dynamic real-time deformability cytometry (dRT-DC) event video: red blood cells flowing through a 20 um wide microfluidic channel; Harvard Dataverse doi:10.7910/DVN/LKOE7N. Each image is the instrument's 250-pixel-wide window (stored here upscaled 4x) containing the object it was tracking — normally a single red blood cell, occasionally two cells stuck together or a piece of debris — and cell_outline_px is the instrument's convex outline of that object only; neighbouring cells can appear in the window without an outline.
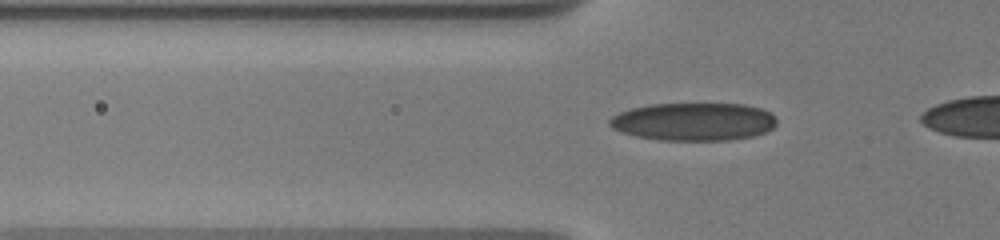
{"species": "human", "species_latin": "Homo sapiens", "temperature_condition": "warm", "stored_images_in_passage": 36, "segment_of_instrument_passage": [1, 2], "camera_frame_rate_fps": 3000, "um_per_image_px": 0.085, "donor": {"sex": "male"}, "frame": {"image": 1, "passage_image": 8, "time_ms": 1.667, "image_size_px": [1000, 240], "cell_outline_px": [[776, 124], [772, 128], [764, 132], [752, 136], [728, 140], [660, 140], [636, 136], [612, 128], [608, 124], [608, 120], [612, 116], [620, 112], [632, 108], [648, 104], [744, 104], [760, 108], [768, 112], [776, 120]], "centroid_in_image_um": [58.93, 10.34], "position_along_channel_um": 66.9, "area_um2": 36.7}}
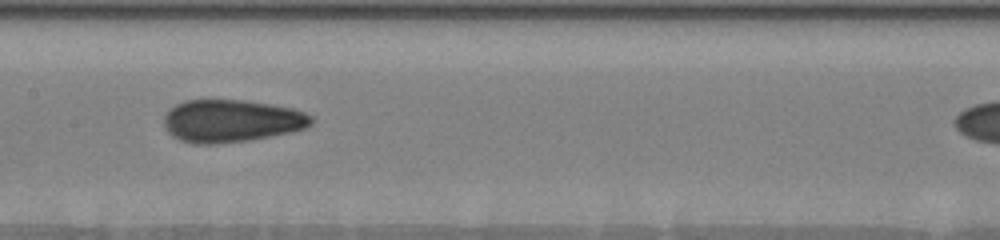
{"frame": {"image": 2, "passage_image": 26, "time_ms": 5.0, "image_size_px": [1000, 240], "cell_outline_px": [[312, 124], [304, 128], [292, 132], [248, 140], [212, 144], [196, 144], [180, 140], [172, 136], [164, 128], [164, 116], [168, 108], [184, 100], [244, 100], [292, 108], [304, 112], [312, 116]], "centroid_in_image_um": [19.63, 10.27], "position_along_channel_um": 187.8, "area_um2": 36.59}}
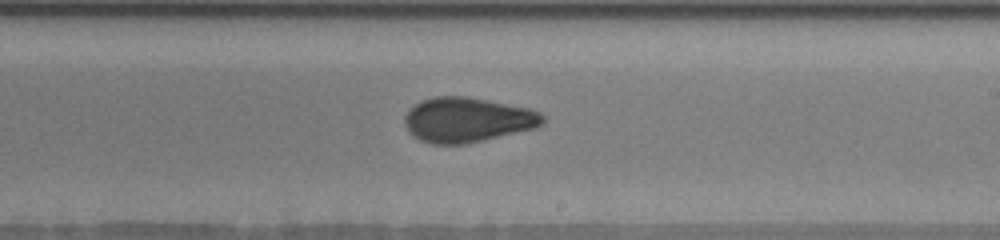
{"frame": {"image": 3, "passage_image": 32, "time_ms": 6.667, "image_size_px": [1000, 240], "cell_outline_px": [[544, 120], [540, 124], [532, 128], [464, 144], [432, 144], [420, 140], [412, 136], [408, 132], [404, 124], [404, 116], [408, 108], [420, 100], [436, 96], [468, 96], [528, 108], [540, 112], [544, 116]], "centroid_in_image_um": [39.63, 10.17], "position_along_channel_um": 249.4, "area_um2": 35.95}}